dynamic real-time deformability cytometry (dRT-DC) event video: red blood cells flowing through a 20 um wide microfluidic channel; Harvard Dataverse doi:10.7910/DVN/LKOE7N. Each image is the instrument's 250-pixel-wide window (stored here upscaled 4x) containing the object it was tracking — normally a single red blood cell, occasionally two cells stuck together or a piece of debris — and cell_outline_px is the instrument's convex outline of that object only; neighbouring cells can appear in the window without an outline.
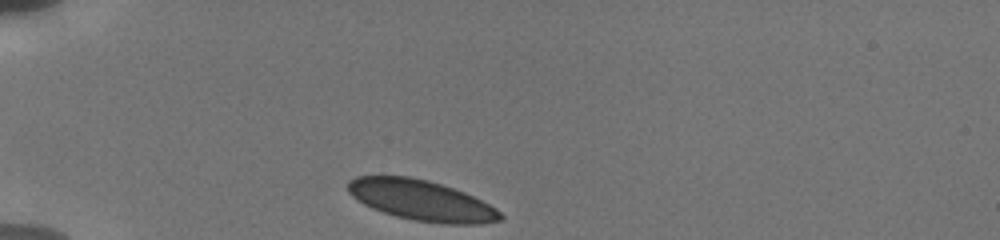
{"species": "human", "species_latin": "Homo sapiens", "temperature_condition": "cold", "stored_images_in_passage": 10, "camera_frame_rate_fps": 3000, "um_per_image_px": 0.085, "donor": {"sex": "male"}, "frame": {"image": 1, "passage_image": 1, "time_ms": 0.0, "image_size_px": [1000, 240], "cell_outline_px": [[504, 216], [500, 220], [480, 224], [448, 224], [412, 220], [396, 216], [372, 208], [364, 204], [352, 196], [348, 192], [348, 180], [356, 176], [412, 176], [428, 180], [464, 192], [496, 208]], "centroid_in_image_um": [35.8, 17.03], "position_along_channel_um": 49.2, "area_um2": 35.78}}
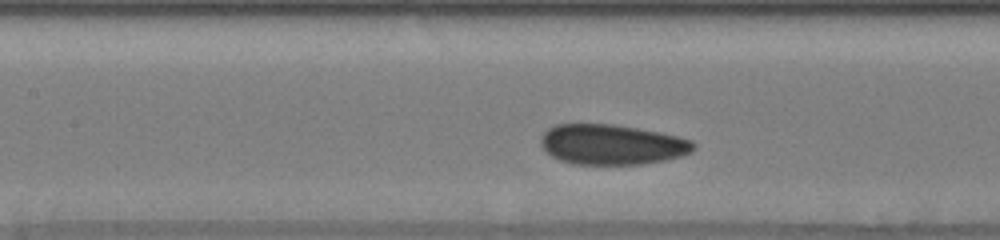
{"frame": {"image": 2, "passage_image": 6, "time_ms": 3.667, "image_size_px": [1000, 240], "cell_outline_px": [[696, 148], [692, 152], [680, 156], [664, 160], [644, 164], [572, 164], [560, 160], [552, 156], [540, 144], [540, 136], [548, 128], [556, 124], [612, 124], [660, 132], [692, 140], [696, 144]], "centroid_in_image_um": [52.01, 12.28], "position_along_channel_um": 155.4, "area_um2": 35.84}}
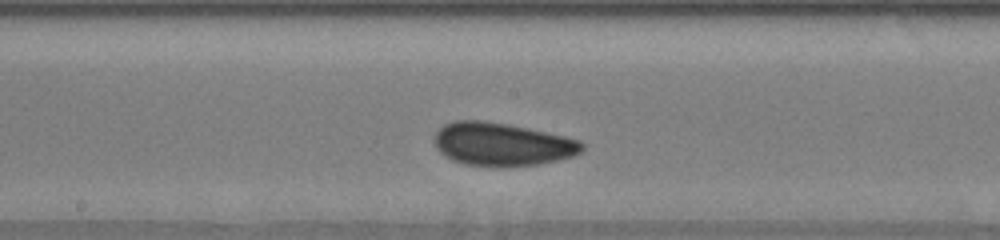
{"frame": {"image": 3, "passage_image": 9, "time_ms": 5.0, "image_size_px": [1000, 240], "cell_outline_px": [[584, 148], [580, 152], [572, 156], [556, 160], [536, 164], [464, 164], [452, 160], [444, 156], [436, 148], [432, 140], [436, 132], [444, 124], [456, 120], [484, 120], [508, 124], [528, 128], [564, 136], [580, 140], [584, 144]], "centroid_in_image_um": [42.63, 12.21], "position_along_channel_um": 205.6, "area_um2": 36.41}}